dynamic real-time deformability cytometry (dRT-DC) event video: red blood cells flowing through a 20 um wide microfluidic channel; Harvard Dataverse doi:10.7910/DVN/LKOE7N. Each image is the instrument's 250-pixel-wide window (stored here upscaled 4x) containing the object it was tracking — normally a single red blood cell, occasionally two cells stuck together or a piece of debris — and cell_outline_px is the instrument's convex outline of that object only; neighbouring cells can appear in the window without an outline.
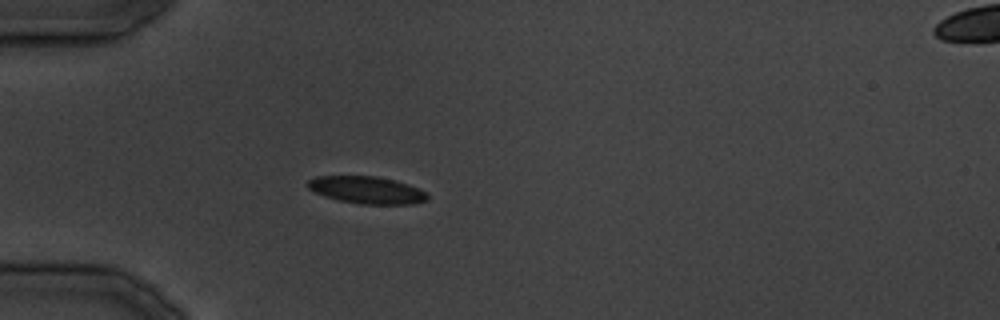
{"species": "common noctule bat (a hibernating species)", "species_latin": "Nyctalus noctula", "temperature_condition": "cold", "stored_images_in_passage": 31, "camera_frame_rate_fps": 3000, "um_per_image_px": 0.085, "animal": {"sex": "male", "body_mass_g": 19.5, "forearm_length_mm": 54.6}, "frame": {"image": 1, "passage_image": 6, "time_ms": 6.667, "image_size_px": [1000, 320], "cell_outline_px": [[428, 200], [412, 204], [360, 204], [340, 200], [324, 196], [308, 188], [308, 180], [316, 176], [376, 176], [408, 184], [424, 192], [428, 196]], "centroid_in_image_um": [31.16, 16.15], "position_along_channel_um": 53.8, "area_um2": 18.73}}
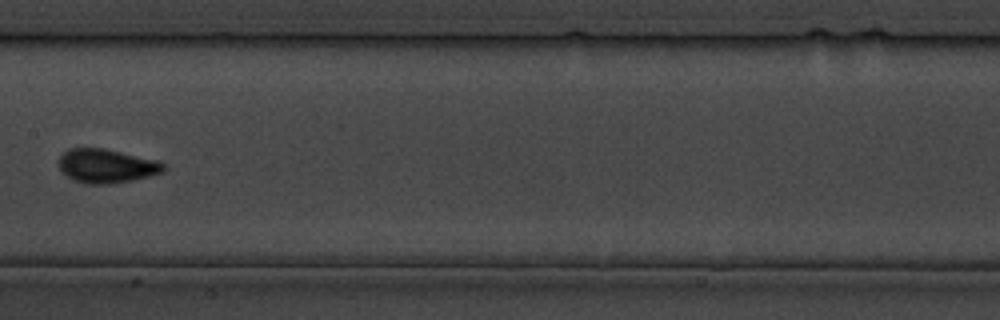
{"frame": {"image": 2, "passage_image": 14, "time_ms": 16.667, "image_size_px": [1000, 320], "cell_outline_px": [[164, 168], [160, 172], [148, 176], [132, 180], [108, 184], [88, 184], [76, 180], [60, 172], [60, 156], [68, 148], [104, 148], [156, 160], [164, 164]], "centroid_in_image_um": [9.01, 14.1], "position_along_channel_um": 198.4, "area_um2": 20.35}}
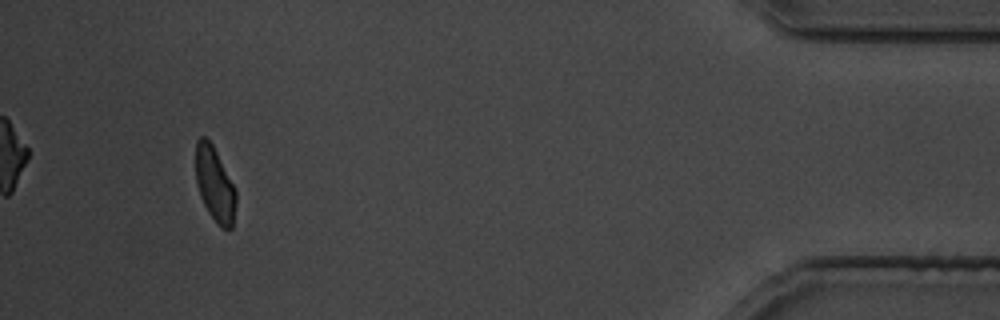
{"frame": {"image": 3, "passage_image": 29, "time_ms": 34.667, "image_size_px": [1000, 320], "cell_outline_px": [[236, 204], [232, 228], [228, 232], [220, 228], [216, 224], [208, 212], [200, 196], [196, 184], [196, 140], [200, 136], [204, 136], [212, 144], [236, 188]], "centroid_in_image_um": [18.27, 15.72], "position_along_channel_um": 416.9, "area_um2": 17.8}}